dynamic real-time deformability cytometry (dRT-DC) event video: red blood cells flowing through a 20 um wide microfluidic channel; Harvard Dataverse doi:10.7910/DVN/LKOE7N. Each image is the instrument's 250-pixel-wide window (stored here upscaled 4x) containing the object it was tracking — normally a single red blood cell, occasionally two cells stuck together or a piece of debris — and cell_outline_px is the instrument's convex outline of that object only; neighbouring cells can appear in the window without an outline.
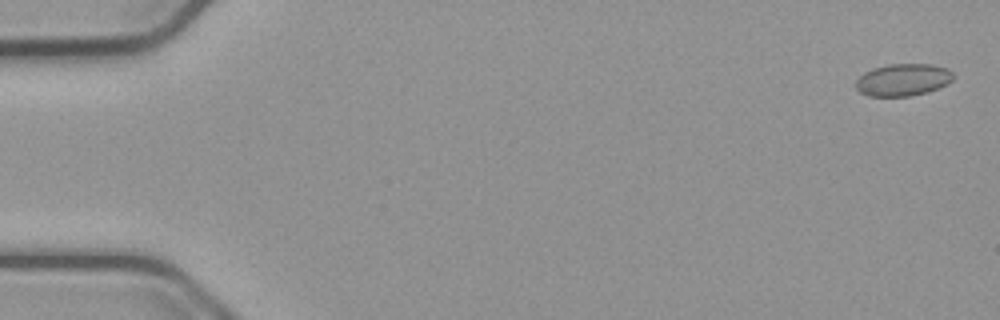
{"species": "common noctule bat (a hibernating species)", "species_latin": "Nyctalus noctula", "temperature_condition": "cold", "stored_images_in_passage": 55, "camera_frame_rate_fps": 3000, "um_per_image_px": 0.085, "animal": {"sex": "male", "body_mass_g": 23.1, "forearm_length_mm": 52.7}, "frame": {"image": 1, "passage_image": 2, "time_ms": 0.333, "image_size_px": [1000, 320], "cell_outline_px": [[952, 80], [948, 84], [928, 92], [908, 96], [868, 96], [860, 92], [856, 88], [856, 80], [864, 72], [872, 68], [888, 64], [932, 64], [948, 68], [952, 72]], "centroid_in_image_um": [76.75, 6.78], "position_along_channel_um": 8.2, "area_um2": 18.38}}
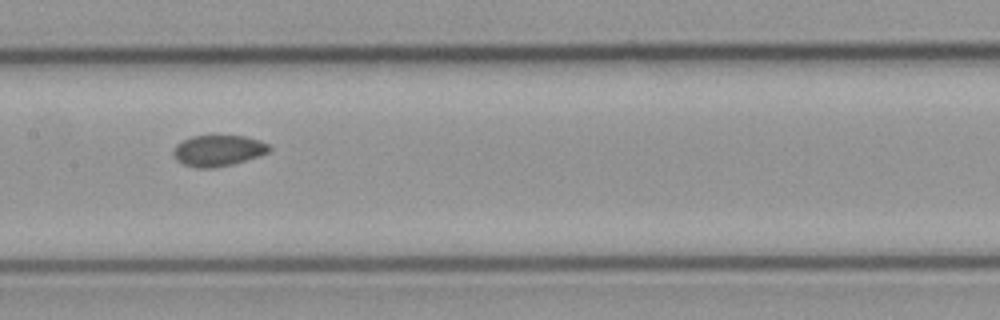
{"frame": {"image": 2, "passage_image": 28, "time_ms": 9.0, "image_size_px": [1000, 320], "cell_outline_px": [[272, 148], [268, 152], [232, 164], [212, 168], [196, 168], [184, 164], [176, 160], [172, 152], [176, 144], [192, 136], [244, 136], [260, 140], [268, 144]], "centroid_in_image_um": [18.52, 12.8], "position_along_channel_um": 188.9, "area_um2": 17.17}}
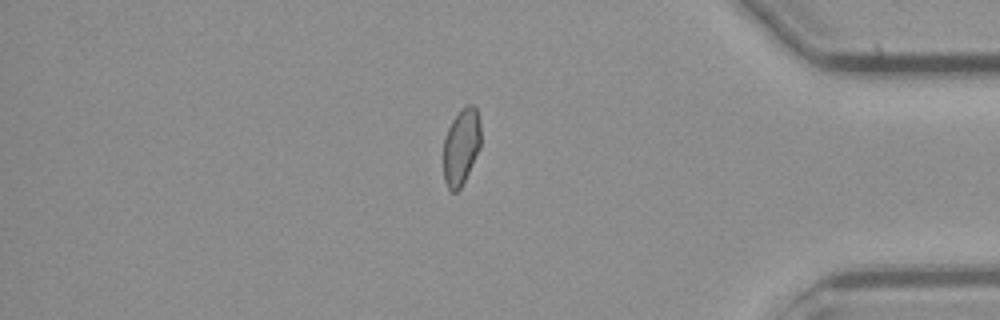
{"frame": {"image": 3, "passage_image": 47, "time_ms": 15.333, "image_size_px": [1000, 320], "cell_outline_px": [[480, 148], [460, 188], [456, 192], [452, 192], [448, 188], [444, 180], [444, 140], [448, 128], [452, 120], [468, 104], [472, 104], [476, 108], [480, 120]], "centroid_in_image_um": [39.2, 12.47], "position_along_channel_um": 396.0, "area_um2": 16.36}}